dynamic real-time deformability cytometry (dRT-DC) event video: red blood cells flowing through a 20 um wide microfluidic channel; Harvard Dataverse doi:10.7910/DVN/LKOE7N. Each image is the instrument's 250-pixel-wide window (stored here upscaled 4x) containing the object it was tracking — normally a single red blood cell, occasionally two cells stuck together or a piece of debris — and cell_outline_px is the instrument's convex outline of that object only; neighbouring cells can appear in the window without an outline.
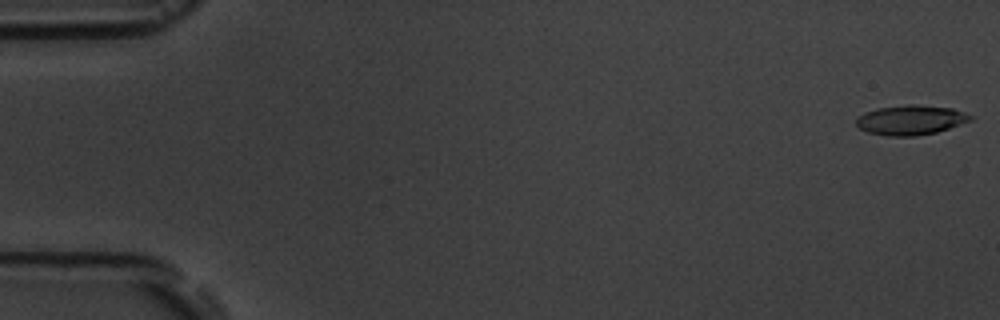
{"species": "common noctule bat (a hibernating species)", "species_latin": "Nyctalus noctula", "temperature_condition": "room temperature", "stored_images_in_passage": 12, "camera_frame_rate_fps": 3000, "um_per_image_px": 0.085, "animal": {"sex": "male", "body_mass_g": 19.5, "forearm_length_mm": 54.6}, "frame": {"image": 1, "passage_image": 1, "time_ms": 0.0, "image_size_px": [1000, 320], "cell_outline_px": [[972, 120], [936, 132], [916, 136], [888, 136], [868, 132], [860, 128], [856, 124], [856, 116], [864, 112], [876, 108], [908, 104], [916, 104], [952, 108], [964, 112], [972, 116]], "centroid_in_image_um": [77.37, 10.19], "position_along_channel_um": 7.6, "area_um2": 19.83}}
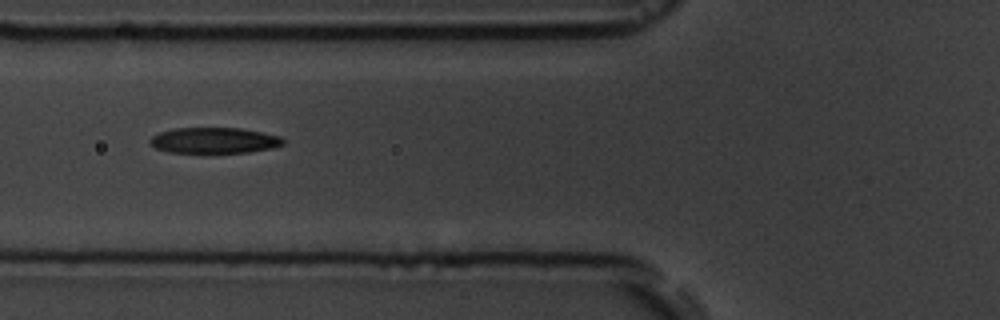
{"frame": {"image": 2, "passage_image": 7, "time_ms": 6.667, "image_size_px": [1000, 320], "cell_outline_px": [[284, 144], [272, 148], [248, 152], [168, 152], [156, 148], [148, 140], [152, 136], [160, 132], [176, 128], [240, 128], [280, 136], [284, 140]], "centroid_in_image_um": [18.21, 11.93], "position_along_channel_um": 107.6, "area_um2": 19.77}}
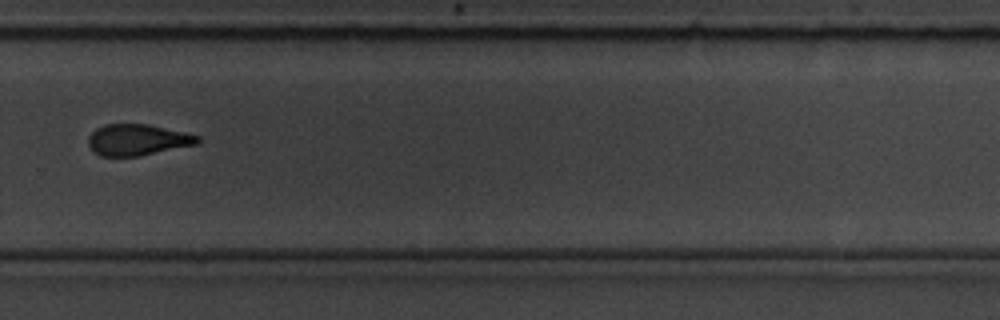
{"frame": {"image": 3, "passage_image": 12, "time_ms": 12.333, "image_size_px": [1000, 320], "cell_outline_px": [[200, 140], [196, 144], [140, 156], [100, 156], [88, 144], [88, 136], [96, 128], [104, 124], [148, 124], [184, 132], [200, 136]], "centroid_in_image_um": [11.67, 11.88], "position_along_channel_um": 318.1, "area_um2": 19.77}}